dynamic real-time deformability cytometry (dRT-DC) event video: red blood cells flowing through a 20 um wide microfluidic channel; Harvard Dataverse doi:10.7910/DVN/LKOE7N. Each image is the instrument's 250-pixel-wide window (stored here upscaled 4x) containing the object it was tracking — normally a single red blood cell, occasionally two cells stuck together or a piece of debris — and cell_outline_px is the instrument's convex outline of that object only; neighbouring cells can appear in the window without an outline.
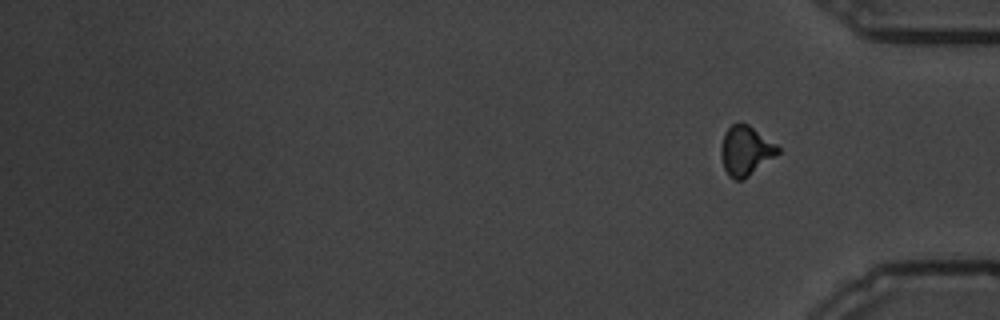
{"species": "common noctule bat (a hibernating species)", "species_latin": "Nyctalus noctula", "temperature_condition": "warm", "stored_images_in_passage": 15, "segment_of_instrument_passage": [2, 2], "camera_frame_rate_fps": 3000, "um_per_image_px": 0.085, "animal": {"sex": "male", "body_mass_g": 19.5, "forearm_length_mm": 54.6}, "frame": {"image": 1, "passage_image": 15, "time_ms": 20.333, "image_size_px": [1000, 320], "cell_outline_px": [[780, 152], [744, 180], [736, 180], [728, 176], [724, 168], [720, 152], [720, 148], [724, 132], [732, 124], [740, 120], [748, 124], [776, 144], [780, 148]], "centroid_in_image_um": [63.36, 12.79], "position_along_channel_um": 371.8, "area_um2": 16.59}}